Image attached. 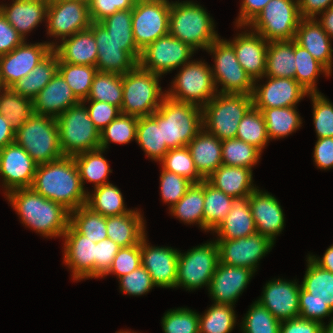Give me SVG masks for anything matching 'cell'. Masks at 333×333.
<instances>
[{"mask_svg":"<svg viewBox=\"0 0 333 333\" xmlns=\"http://www.w3.org/2000/svg\"><path fill=\"white\" fill-rule=\"evenodd\" d=\"M261 151L253 145L237 138L222 140V164L252 169L261 156Z\"/></svg>","mask_w":333,"mask_h":333,"instance_id":"49","label":"cell"},{"mask_svg":"<svg viewBox=\"0 0 333 333\" xmlns=\"http://www.w3.org/2000/svg\"><path fill=\"white\" fill-rule=\"evenodd\" d=\"M213 53L214 67H211L216 90L217 84L222 85L218 93L252 95L254 81L237 60L233 47L224 39H217L206 50Z\"/></svg>","mask_w":333,"mask_h":333,"instance_id":"12","label":"cell"},{"mask_svg":"<svg viewBox=\"0 0 333 333\" xmlns=\"http://www.w3.org/2000/svg\"><path fill=\"white\" fill-rule=\"evenodd\" d=\"M47 34L61 40L91 26L87 0H49Z\"/></svg>","mask_w":333,"mask_h":333,"instance_id":"17","label":"cell"},{"mask_svg":"<svg viewBox=\"0 0 333 333\" xmlns=\"http://www.w3.org/2000/svg\"><path fill=\"white\" fill-rule=\"evenodd\" d=\"M313 105V123L317 139L333 137V103L321 92L309 93Z\"/></svg>","mask_w":333,"mask_h":333,"instance_id":"56","label":"cell"},{"mask_svg":"<svg viewBox=\"0 0 333 333\" xmlns=\"http://www.w3.org/2000/svg\"><path fill=\"white\" fill-rule=\"evenodd\" d=\"M172 81V88L166 96L203 108L217 93L210 65L204 61H190L184 64Z\"/></svg>","mask_w":333,"mask_h":333,"instance_id":"10","label":"cell"},{"mask_svg":"<svg viewBox=\"0 0 333 333\" xmlns=\"http://www.w3.org/2000/svg\"><path fill=\"white\" fill-rule=\"evenodd\" d=\"M261 112L269 140L284 138L301 127L302 119L295 106L263 109Z\"/></svg>","mask_w":333,"mask_h":333,"instance_id":"42","label":"cell"},{"mask_svg":"<svg viewBox=\"0 0 333 333\" xmlns=\"http://www.w3.org/2000/svg\"><path fill=\"white\" fill-rule=\"evenodd\" d=\"M234 306L213 304L199 315V333H230L236 324Z\"/></svg>","mask_w":333,"mask_h":333,"instance_id":"51","label":"cell"},{"mask_svg":"<svg viewBox=\"0 0 333 333\" xmlns=\"http://www.w3.org/2000/svg\"><path fill=\"white\" fill-rule=\"evenodd\" d=\"M141 264V241L137 245L130 247H122L119 249L115 256L113 263L104 275L114 274L118 278L131 273L136 268L140 267Z\"/></svg>","mask_w":333,"mask_h":333,"instance_id":"59","label":"cell"},{"mask_svg":"<svg viewBox=\"0 0 333 333\" xmlns=\"http://www.w3.org/2000/svg\"><path fill=\"white\" fill-rule=\"evenodd\" d=\"M298 0H270L248 25L268 42L294 40L301 20Z\"/></svg>","mask_w":333,"mask_h":333,"instance_id":"11","label":"cell"},{"mask_svg":"<svg viewBox=\"0 0 333 333\" xmlns=\"http://www.w3.org/2000/svg\"><path fill=\"white\" fill-rule=\"evenodd\" d=\"M299 294V317L317 321L333 314V273L321 268L308 255Z\"/></svg>","mask_w":333,"mask_h":333,"instance_id":"5","label":"cell"},{"mask_svg":"<svg viewBox=\"0 0 333 333\" xmlns=\"http://www.w3.org/2000/svg\"><path fill=\"white\" fill-rule=\"evenodd\" d=\"M270 0H242L240 13L236 20V26H248L263 10Z\"/></svg>","mask_w":333,"mask_h":333,"instance_id":"67","label":"cell"},{"mask_svg":"<svg viewBox=\"0 0 333 333\" xmlns=\"http://www.w3.org/2000/svg\"><path fill=\"white\" fill-rule=\"evenodd\" d=\"M254 273L249 268L228 266L219 262L208 287L214 304L233 306Z\"/></svg>","mask_w":333,"mask_h":333,"instance_id":"25","label":"cell"},{"mask_svg":"<svg viewBox=\"0 0 333 333\" xmlns=\"http://www.w3.org/2000/svg\"><path fill=\"white\" fill-rule=\"evenodd\" d=\"M159 78L161 76L143 69L139 64L122 75L121 114L139 118L157 111L166 96L159 86Z\"/></svg>","mask_w":333,"mask_h":333,"instance_id":"4","label":"cell"},{"mask_svg":"<svg viewBox=\"0 0 333 333\" xmlns=\"http://www.w3.org/2000/svg\"><path fill=\"white\" fill-rule=\"evenodd\" d=\"M103 149H97L79 153L73 156L78 171L83 189L84 183H94V188L109 183L108 174L111 169L107 160L103 157ZM86 181V182H85Z\"/></svg>","mask_w":333,"mask_h":333,"instance_id":"41","label":"cell"},{"mask_svg":"<svg viewBox=\"0 0 333 333\" xmlns=\"http://www.w3.org/2000/svg\"><path fill=\"white\" fill-rule=\"evenodd\" d=\"M294 55L296 62L295 80L309 93L319 92L316 88L317 77L321 72L328 77L331 72L295 41Z\"/></svg>","mask_w":333,"mask_h":333,"instance_id":"44","label":"cell"},{"mask_svg":"<svg viewBox=\"0 0 333 333\" xmlns=\"http://www.w3.org/2000/svg\"><path fill=\"white\" fill-rule=\"evenodd\" d=\"M241 324L242 333H280L281 322L268 309L255 301Z\"/></svg>","mask_w":333,"mask_h":333,"instance_id":"54","label":"cell"},{"mask_svg":"<svg viewBox=\"0 0 333 333\" xmlns=\"http://www.w3.org/2000/svg\"><path fill=\"white\" fill-rule=\"evenodd\" d=\"M58 72L71 88L76 98L82 102L87 99L97 67L65 63L58 59Z\"/></svg>","mask_w":333,"mask_h":333,"instance_id":"47","label":"cell"},{"mask_svg":"<svg viewBox=\"0 0 333 333\" xmlns=\"http://www.w3.org/2000/svg\"><path fill=\"white\" fill-rule=\"evenodd\" d=\"M117 333H136V332H131V331H120V332H117Z\"/></svg>","mask_w":333,"mask_h":333,"instance_id":"73","label":"cell"},{"mask_svg":"<svg viewBox=\"0 0 333 333\" xmlns=\"http://www.w3.org/2000/svg\"><path fill=\"white\" fill-rule=\"evenodd\" d=\"M24 41L0 11V56L8 54Z\"/></svg>","mask_w":333,"mask_h":333,"instance_id":"64","label":"cell"},{"mask_svg":"<svg viewBox=\"0 0 333 333\" xmlns=\"http://www.w3.org/2000/svg\"><path fill=\"white\" fill-rule=\"evenodd\" d=\"M92 22H100L119 10L133 9L136 0H87Z\"/></svg>","mask_w":333,"mask_h":333,"instance_id":"61","label":"cell"},{"mask_svg":"<svg viewBox=\"0 0 333 333\" xmlns=\"http://www.w3.org/2000/svg\"><path fill=\"white\" fill-rule=\"evenodd\" d=\"M252 169L239 166H219L206 180L233 198L250 196L256 189Z\"/></svg>","mask_w":333,"mask_h":333,"instance_id":"34","label":"cell"},{"mask_svg":"<svg viewBox=\"0 0 333 333\" xmlns=\"http://www.w3.org/2000/svg\"><path fill=\"white\" fill-rule=\"evenodd\" d=\"M58 72V56L52 51L30 73L11 88L18 94L33 100Z\"/></svg>","mask_w":333,"mask_h":333,"instance_id":"37","label":"cell"},{"mask_svg":"<svg viewBox=\"0 0 333 333\" xmlns=\"http://www.w3.org/2000/svg\"><path fill=\"white\" fill-rule=\"evenodd\" d=\"M49 0H13L0 5V11L8 23L26 40L25 36L47 18Z\"/></svg>","mask_w":333,"mask_h":333,"instance_id":"30","label":"cell"},{"mask_svg":"<svg viewBox=\"0 0 333 333\" xmlns=\"http://www.w3.org/2000/svg\"><path fill=\"white\" fill-rule=\"evenodd\" d=\"M204 180L193 183L185 195L170 208L171 215L184 223H197L203 230Z\"/></svg>","mask_w":333,"mask_h":333,"instance_id":"43","label":"cell"},{"mask_svg":"<svg viewBox=\"0 0 333 333\" xmlns=\"http://www.w3.org/2000/svg\"><path fill=\"white\" fill-rule=\"evenodd\" d=\"M251 31L239 33L232 41L227 42L233 47L240 65L256 84L265 75L269 42Z\"/></svg>","mask_w":333,"mask_h":333,"instance_id":"26","label":"cell"},{"mask_svg":"<svg viewBox=\"0 0 333 333\" xmlns=\"http://www.w3.org/2000/svg\"><path fill=\"white\" fill-rule=\"evenodd\" d=\"M214 20L199 4L192 1L171 2L169 34L190 45L195 51L207 50L219 39Z\"/></svg>","mask_w":333,"mask_h":333,"instance_id":"3","label":"cell"},{"mask_svg":"<svg viewBox=\"0 0 333 333\" xmlns=\"http://www.w3.org/2000/svg\"><path fill=\"white\" fill-rule=\"evenodd\" d=\"M219 263V250L216 241L193 247L187 253L179 252L176 288L196 290L210 285Z\"/></svg>","mask_w":333,"mask_h":333,"instance_id":"13","label":"cell"},{"mask_svg":"<svg viewBox=\"0 0 333 333\" xmlns=\"http://www.w3.org/2000/svg\"><path fill=\"white\" fill-rule=\"evenodd\" d=\"M160 164H162V169L183 176L192 183H200L204 180L198 173L187 146L169 149Z\"/></svg>","mask_w":333,"mask_h":333,"instance_id":"53","label":"cell"},{"mask_svg":"<svg viewBox=\"0 0 333 333\" xmlns=\"http://www.w3.org/2000/svg\"><path fill=\"white\" fill-rule=\"evenodd\" d=\"M331 321H329L330 323L328 325L325 326V324L323 325V331L322 333H333V317L331 316Z\"/></svg>","mask_w":333,"mask_h":333,"instance_id":"72","label":"cell"},{"mask_svg":"<svg viewBox=\"0 0 333 333\" xmlns=\"http://www.w3.org/2000/svg\"><path fill=\"white\" fill-rule=\"evenodd\" d=\"M37 164L28 152L15 142L0 150V176L5 194L19 188H31Z\"/></svg>","mask_w":333,"mask_h":333,"instance_id":"20","label":"cell"},{"mask_svg":"<svg viewBox=\"0 0 333 333\" xmlns=\"http://www.w3.org/2000/svg\"><path fill=\"white\" fill-rule=\"evenodd\" d=\"M310 258L321 268L333 273V244L327 248L322 258L309 255Z\"/></svg>","mask_w":333,"mask_h":333,"instance_id":"70","label":"cell"},{"mask_svg":"<svg viewBox=\"0 0 333 333\" xmlns=\"http://www.w3.org/2000/svg\"><path fill=\"white\" fill-rule=\"evenodd\" d=\"M121 292L133 296L148 293L156 286L149 272L141 265L131 273L119 278Z\"/></svg>","mask_w":333,"mask_h":333,"instance_id":"60","label":"cell"},{"mask_svg":"<svg viewBox=\"0 0 333 333\" xmlns=\"http://www.w3.org/2000/svg\"><path fill=\"white\" fill-rule=\"evenodd\" d=\"M179 252L172 247L150 246L146 235L141 239V264L157 287H176Z\"/></svg>","mask_w":333,"mask_h":333,"instance_id":"22","label":"cell"},{"mask_svg":"<svg viewBox=\"0 0 333 333\" xmlns=\"http://www.w3.org/2000/svg\"><path fill=\"white\" fill-rule=\"evenodd\" d=\"M252 106V95L217 93L202 108L203 128L219 140L236 138L238 125Z\"/></svg>","mask_w":333,"mask_h":333,"instance_id":"6","label":"cell"},{"mask_svg":"<svg viewBox=\"0 0 333 333\" xmlns=\"http://www.w3.org/2000/svg\"><path fill=\"white\" fill-rule=\"evenodd\" d=\"M266 78L268 79L266 84L260 86L254 84L252 94L253 106L260 111L276 107H296V104L304 96H309V92L295 79L284 77Z\"/></svg>","mask_w":333,"mask_h":333,"instance_id":"21","label":"cell"},{"mask_svg":"<svg viewBox=\"0 0 333 333\" xmlns=\"http://www.w3.org/2000/svg\"><path fill=\"white\" fill-rule=\"evenodd\" d=\"M99 23L116 41L135 42L132 31V9L119 10Z\"/></svg>","mask_w":333,"mask_h":333,"instance_id":"58","label":"cell"},{"mask_svg":"<svg viewBox=\"0 0 333 333\" xmlns=\"http://www.w3.org/2000/svg\"><path fill=\"white\" fill-rule=\"evenodd\" d=\"M157 111L162 115V142L168 149L187 146L203 128L202 108L165 96Z\"/></svg>","mask_w":333,"mask_h":333,"instance_id":"8","label":"cell"},{"mask_svg":"<svg viewBox=\"0 0 333 333\" xmlns=\"http://www.w3.org/2000/svg\"><path fill=\"white\" fill-rule=\"evenodd\" d=\"M249 205L257 233L274 242L285 224V215L278 200L272 194L256 188L249 196Z\"/></svg>","mask_w":333,"mask_h":333,"instance_id":"27","label":"cell"},{"mask_svg":"<svg viewBox=\"0 0 333 333\" xmlns=\"http://www.w3.org/2000/svg\"><path fill=\"white\" fill-rule=\"evenodd\" d=\"M118 187L109 183L94 188L92 194L87 191L86 206L105 217L118 216L132 209H127Z\"/></svg>","mask_w":333,"mask_h":333,"instance_id":"39","label":"cell"},{"mask_svg":"<svg viewBox=\"0 0 333 333\" xmlns=\"http://www.w3.org/2000/svg\"><path fill=\"white\" fill-rule=\"evenodd\" d=\"M31 188L70 212L87 202V192L82 187L78 167L71 156L37 165Z\"/></svg>","mask_w":333,"mask_h":333,"instance_id":"1","label":"cell"},{"mask_svg":"<svg viewBox=\"0 0 333 333\" xmlns=\"http://www.w3.org/2000/svg\"><path fill=\"white\" fill-rule=\"evenodd\" d=\"M55 46L54 42L28 44L25 41L8 54L0 56V84L11 88L45 59Z\"/></svg>","mask_w":333,"mask_h":333,"instance_id":"18","label":"cell"},{"mask_svg":"<svg viewBox=\"0 0 333 333\" xmlns=\"http://www.w3.org/2000/svg\"><path fill=\"white\" fill-rule=\"evenodd\" d=\"M217 240L237 239L257 233L249 205V196L233 198L232 209L214 230Z\"/></svg>","mask_w":333,"mask_h":333,"instance_id":"33","label":"cell"},{"mask_svg":"<svg viewBox=\"0 0 333 333\" xmlns=\"http://www.w3.org/2000/svg\"><path fill=\"white\" fill-rule=\"evenodd\" d=\"M215 241L219 250L220 263L249 268L254 272H256L259 261L270 252L275 243L259 233L248 237Z\"/></svg>","mask_w":333,"mask_h":333,"instance_id":"19","label":"cell"},{"mask_svg":"<svg viewBox=\"0 0 333 333\" xmlns=\"http://www.w3.org/2000/svg\"><path fill=\"white\" fill-rule=\"evenodd\" d=\"M64 263L74 280L95 278V242L78 233L70 224L65 231Z\"/></svg>","mask_w":333,"mask_h":333,"instance_id":"24","label":"cell"},{"mask_svg":"<svg viewBox=\"0 0 333 333\" xmlns=\"http://www.w3.org/2000/svg\"><path fill=\"white\" fill-rule=\"evenodd\" d=\"M160 192L162 200L170 204L172 208L186 193L187 189L193 184L187 178L173 172L161 169Z\"/></svg>","mask_w":333,"mask_h":333,"instance_id":"57","label":"cell"},{"mask_svg":"<svg viewBox=\"0 0 333 333\" xmlns=\"http://www.w3.org/2000/svg\"><path fill=\"white\" fill-rule=\"evenodd\" d=\"M333 5V0H298L301 18H316Z\"/></svg>","mask_w":333,"mask_h":333,"instance_id":"68","label":"cell"},{"mask_svg":"<svg viewBox=\"0 0 333 333\" xmlns=\"http://www.w3.org/2000/svg\"><path fill=\"white\" fill-rule=\"evenodd\" d=\"M138 117L120 114L100 131V149L106 150L110 142L128 144L136 141Z\"/></svg>","mask_w":333,"mask_h":333,"instance_id":"52","label":"cell"},{"mask_svg":"<svg viewBox=\"0 0 333 333\" xmlns=\"http://www.w3.org/2000/svg\"><path fill=\"white\" fill-rule=\"evenodd\" d=\"M15 140V130L10 122L0 114V150L13 143Z\"/></svg>","mask_w":333,"mask_h":333,"instance_id":"69","label":"cell"},{"mask_svg":"<svg viewBox=\"0 0 333 333\" xmlns=\"http://www.w3.org/2000/svg\"><path fill=\"white\" fill-rule=\"evenodd\" d=\"M82 102H90V105L86 107V109L94 126L99 131H102L111 121L121 114L120 108L110 103L96 100H83Z\"/></svg>","mask_w":333,"mask_h":333,"instance_id":"62","label":"cell"},{"mask_svg":"<svg viewBox=\"0 0 333 333\" xmlns=\"http://www.w3.org/2000/svg\"><path fill=\"white\" fill-rule=\"evenodd\" d=\"M136 141L154 161L160 162L169 151L166 143L162 142V115L158 111L138 118Z\"/></svg>","mask_w":333,"mask_h":333,"instance_id":"36","label":"cell"},{"mask_svg":"<svg viewBox=\"0 0 333 333\" xmlns=\"http://www.w3.org/2000/svg\"><path fill=\"white\" fill-rule=\"evenodd\" d=\"M323 325L317 321L296 317L281 322L280 333H322Z\"/></svg>","mask_w":333,"mask_h":333,"instance_id":"66","label":"cell"},{"mask_svg":"<svg viewBox=\"0 0 333 333\" xmlns=\"http://www.w3.org/2000/svg\"><path fill=\"white\" fill-rule=\"evenodd\" d=\"M21 223L45 237H61L69 226L70 211L32 188H19L5 194Z\"/></svg>","mask_w":333,"mask_h":333,"instance_id":"2","label":"cell"},{"mask_svg":"<svg viewBox=\"0 0 333 333\" xmlns=\"http://www.w3.org/2000/svg\"><path fill=\"white\" fill-rule=\"evenodd\" d=\"M56 121L64 156L73 157L100 148V131L90 119L85 103L79 102L71 106Z\"/></svg>","mask_w":333,"mask_h":333,"instance_id":"9","label":"cell"},{"mask_svg":"<svg viewBox=\"0 0 333 333\" xmlns=\"http://www.w3.org/2000/svg\"><path fill=\"white\" fill-rule=\"evenodd\" d=\"M194 52L195 50L190 45L168 34L150 43L141 52L139 65L162 77V74L190 62L189 59Z\"/></svg>","mask_w":333,"mask_h":333,"instance_id":"16","label":"cell"},{"mask_svg":"<svg viewBox=\"0 0 333 333\" xmlns=\"http://www.w3.org/2000/svg\"><path fill=\"white\" fill-rule=\"evenodd\" d=\"M170 7L168 0H136L132 9V31L141 51L169 34Z\"/></svg>","mask_w":333,"mask_h":333,"instance_id":"15","label":"cell"},{"mask_svg":"<svg viewBox=\"0 0 333 333\" xmlns=\"http://www.w3.org/2000/svg\"><path fill=\"white\" fill-rule=\"evenodd\" d=\"M144 221L138 210L106 217L107 236L121 248L137 245L146 235Z\"/></svg>","mask_w":333,"mask_h":333,"instance_id":"35","label":"cell"},{"mask_svg":"<svg viewBox=\"0 0 333 333\" xmlns=\"http://www.w3.org/2000/svg\"><path fill=\"white\" fill-rule=\"evenodd\" d=\"M69 224L80 234L97 243L107 239L106 217L86 205L70 212Z\"/></svg>","mask_w":333,"mask_h":333,"instance_id":"46","label":"cell"},{"mask_svg":"<svg viewBox=\"0 0 333 333\" xmlns=\"http://www.w3.org/2000/svg\"><path fill=\"white\" fill-rule=\"evenodd\" d=\"M14 142L22 146L37 165L46 164L63 157L59 143L56 118L32 116L15 131Z\"/></svg>","mask_w":333,"mask_h":333,"instance_id":"7","label":"cell"},{"mask_svg":"<svg viewBox=\"0 0 333 333\" xmlns=\"http://www.w3.org/2000/svg\"><path fill=\"white\" fill-rule=\"evenodd\" d=\"M79 102L62 75L57 72L32 100L33 112L36 115L58 118L68 108Z\"/></svg>","mask_w":333,"mask_h":333,"instance_id":"28","label":"cell"},{"mask_svg":"<svg viewBox=\"0 0 333 333\" xmlns=\"http://www.w3.org/2000/svg\"><path fill=\"white\" fill-rule=\"evenodd\" d=\"M321 18L318 22L322 25L323 30L329 37L333 38V5L326 11L321 13Z\"/></svg>","mask_w":333,"mask_h":333,"instance_id":"71","label":"cell"},{"mask_svg":"<svg viewBox=\"0 0 333 333\" xmlns=\"http://www.w3.org/2000/svg\"><path fill=\"white\" fill-rule=\"evenodd\" d=\"M294 281L279 278L267 282L262 296L257 300L280 322L299 317L301 285Z\"/></svg>","mask_w":333,"mask_h":333,"instance_id":"23","label":"cell"},{"mask_svg":"<svg viewBox=\"0 0 333 333\" xmlns=\"http://www.w3.org/2000/svg\"><path fill=\"white\" fill-rule=\"evenodd\" d=\"M60 45H55L53 51L58 59L65 63L76 65L97 64V44L92 33V23L88 29L79 31L74 35L61 40Z\"/></svg>","mask_w":333,"mask_h":333,"instance_id":"31","label":"cell"},{"mask_svg":"<svg viewBox=\"0 0 333 333\" xmlns=\"http://www.w3.org/2000/svg\"><path fill=\"white\" fill-rule=\"evenodd\" d=\"M2 91V92H1ZM32 100L16 93L12 88L0 90V114L18 130L33 114Z\"/></svg>","mask_w":333,"mask_h":333,"instance_id":"45","label":"cell"},{"mask_svg":"<svg viewBox=\"0 0 333 333\" xmlns=\"http://www.w3.org/2000/svg\"><path fill=\"white\" fill-rule=\"evenodd\" d=\"M236 138L255 146L261 152L269 141L262 112L252 106L238 125Z\"/></svg>","mask_w":333,"mask_h":333,"instance_id":"50","label":"cell"},{"mask_svg":"<svg viewBox=\"0 0 333 333\" xmlns=\"http://www.w3.org/2000/svg\"><path fill=\"white\" fill-rule=\"evenodd\" d=\"M92 33L97 44V70L124 75L133 70L141 57L135 42L116 41L99 22H92Z\"/></svg>","mask_w":333,"mask_h":333,"instance_id":"14","label":"cell"},{"mask_svg":"<svg viewBox=\"0 0 333 333\" xmlns=\"http://www.w3.org/2000/svg\"><path fill=\"white\" fill-rule=\"evenodd\" d=\"M296 62L294 40L270 41L267 48L266 71L264 77H284L295 79Z\"/></svg>","mask_w":333,"mask_h":333,"instance_id":"38","label":"cell"},{"mask_svg":"<svg viewBox=\"0 0 333 333\" xmlns=\"http://www.w3.org/2000/svg\"><path fill=\"white\" fill-rule=\"evenodd\" d=\"M85 100L106 102L121 109L123 101L122 75L98 71Z\"/></svg>","mask_w":333,"mask_h":333,"instance_id":"48","label":"cell"},{"mask_svg":"<svg viewBox=\"0 0 333 333\" xmlns=\"http://www.w3.org/2000/svg\"><path fill=\"white\" fill-rule=\"evenodd\" d=\"M313 157L318 168L324 170L333 168V137L317 139Z\"/></svg>","mask_w":333,"mask_h":333,"instance_id":"65","label":"cell"},{"mask_svg":"<svg viewBox=\"0 0 333 333\" xmlns=\"http://www.w3.org/2000/svg\"><path fill=\"white\" fill-rule=\"evenodd\" d=\"M198 173L208 178L222 165V140L202 128L188 143Z\"/></svg>","mask_w":333,"mask_h":333,"instance_id":"32","label":"cell"},{"mask_svg":"<svg viewBox=\"0 0 333 333\" xmlns=\"http://www.w3.org/2000/svg\"><path fill=\"white\" fill-rule=\"evenodd\" d=\"M120 248L109 238L95 244V278H103L110 269Z\"/></svg>","mask_w":333,"mask_h":333,"instance_id":"63","label":"cell"},{"mask_svg":"<svg viewBox=\"0 0 333 333\" xmlns=\"http://www.w3.org/2000/svg\"><path fill=\"white\" fill-rule=\"evenodd\" d=\"M161 324L164 333H199V314L189 308L171 309Z\"/></svg>","mask_w":333,"mask_h":333,"instance_id":"55","label":"cell"},{"mask_svg":"<svg viewBox=\"0 0 333 333\" xmlns=\"http://www.w3.org/2000/svg\"><path fill=\"white\" fill-rule=\"evenodd\" d=\"M317 18H302L294 41L305 48L317 61L332 73V38L323 30Z\"/></svg>","mask_w":333,"mask_h":333,"instance_id":"29","label":"cell"},{"mask_svg":"<svg viewBox=\"0 0 333 333\" xmlns=\"http://www.w3.org/2000/svg\"><path fill=\"white\" fill-rule=\"evenodd\" d=\"M233 197L212 186L204 179L203 229L214 231L232 209Z\"/></svg>","mask_w":333,"mask_h":333,"instance_id":"40","label":"cell"}]
</instances>
